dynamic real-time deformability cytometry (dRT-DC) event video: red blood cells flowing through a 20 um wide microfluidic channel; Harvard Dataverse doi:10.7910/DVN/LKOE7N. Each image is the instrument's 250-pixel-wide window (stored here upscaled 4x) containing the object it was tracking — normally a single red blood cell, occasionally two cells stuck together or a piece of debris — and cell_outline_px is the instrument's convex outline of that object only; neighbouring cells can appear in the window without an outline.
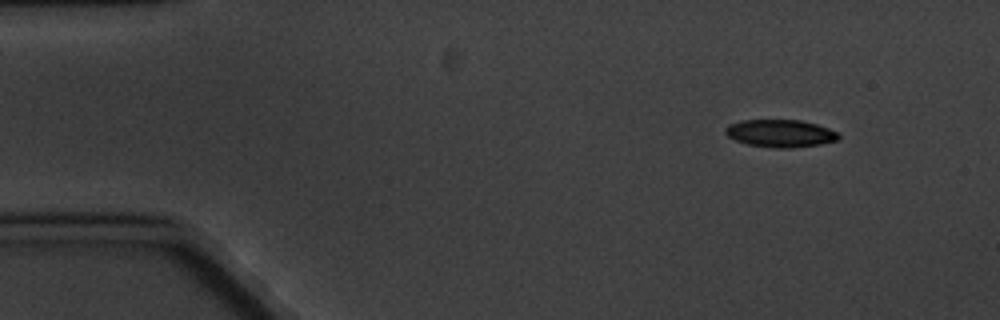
{"species": "common noctule bat (a hibernating species)", "species_latin": "Nyctalus noctula", "temperature_condition": "cold", "stored_images_in_passage": 4, "camera_frame_rate_fps": 3000, "um_per_image_px": 0.085, "animal": {"sex": "male", "body_mass_g": 20.1, "forearm_length_mm": 53.5}, "frame": {"image": 1, "passage_image": 1, "time_ms": 0.0, "image_size_px": [1000, 320], "cell_outline_px": [[840, 140], [820, 144], [792, 148], [772, 148], [748, 144], [736, 140], [728, 136], [724, 132], [724, 128], [728, 124], [740, 120], [800, 120], [816, 124], [840, 132]], "centroid_in_image_um": [66.34, 11.33], "position_along_channel_um": 18.7, "area_um2": 18.38}}
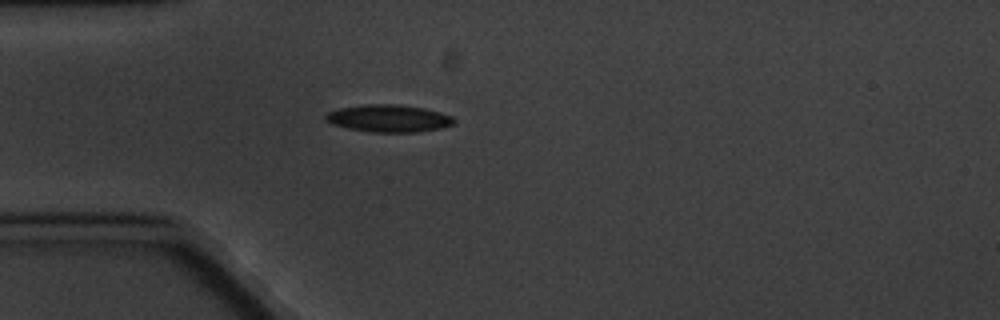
{"frame": {"image": 2, "passage_image": 4, "time_ms": 3.333, "image_size_px": [1000, 320], "cell_outline_px": [[456, 120], [452, 124], [440, 128], [416, 132], [372, 132], [348, 128], [332, 124], [324, 120], [324, 116], [328, 112], [340, 108], [364, 104], [400, 104], [424, 108], [440, 112], [452, 116]], "centroid_in_image_um": [33.02, 10.05], "position_along_channel_um": 52.0, "area_um2": 20.46}}